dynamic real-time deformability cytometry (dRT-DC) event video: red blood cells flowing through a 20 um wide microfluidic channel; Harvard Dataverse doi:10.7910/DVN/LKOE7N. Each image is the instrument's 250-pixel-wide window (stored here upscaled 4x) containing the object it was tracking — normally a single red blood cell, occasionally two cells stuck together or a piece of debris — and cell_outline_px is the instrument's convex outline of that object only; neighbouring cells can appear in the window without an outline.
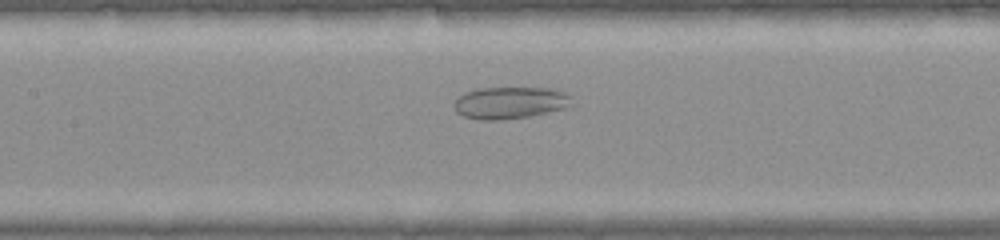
{"species": "common noctule bat (a hibernating species)", "species_latin": "Nyctalus noctula", "temperature_condition": "warm", "stored_images_in_passage": 36, "camera_frame_rate_fps": 3000, "um_per_image_px": 0.085, "animal": {"sex": "female", "body_mass_g": 22.0, "forearm_length_mm": 56.7}, "frame": {"image": 1, "passage_image": 14, "time_ms": 4.333, "image_size_px": [1000, 240], "cell_outline_px": [[576, 104], [568, 108], [532, 116], [500, 120], [480, 120], [464, 116], [456, 112], [456, 100], [460, 96], [468, 92], [480, 88], [548, 88], [564, 92], [572, 96]], "centroid_in_image_um": [43.47, 8.74], "position_along_channel_um": 163.9, "area_um2": 22.08}}
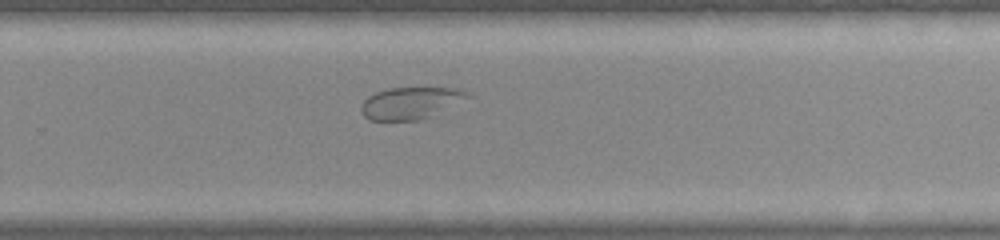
{"frame": {"image": 2, "passage_image": 22, "time_ms": 7.0, "image_size_px": [1000, 240], "cell_outline_px": [[472, 96], [420, 120], [368, 120], [364, 116], [360, 108], [364, 100], [368, 96], [376, 92], [388, 88], [452, 88], [468, 92]], "centroid_in_image_um": [34.84, 8.75], "position_along_channel_um": 295.0, "area_um2": 19.42}}
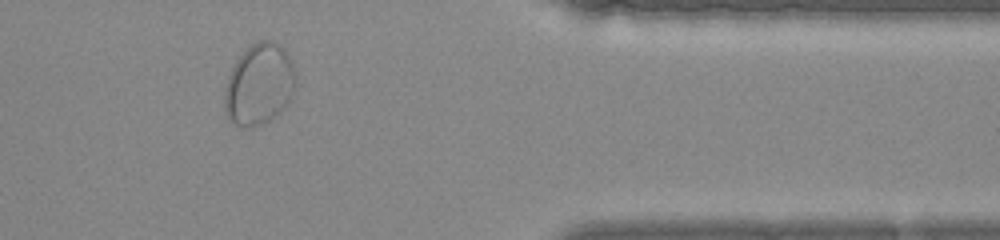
{"frame": {"image": 3, "passage_image": 29, "time_ms": 9.333, "image_size_px": [1000, 240], "cell_outline_px": [[296, 76], [292, 96], [268, 120], [252, 128], [244, 128], [228, 120], [224, 108], [224, 92], [228, 76], [236, 60], [252, 44], [260, 40], [272, 40], [280, 44], [288, 52]], "centroid_in_image_um": [22.0, 7.15], "position_along_channel_um": 389.4, "area_um2": 33.41}}